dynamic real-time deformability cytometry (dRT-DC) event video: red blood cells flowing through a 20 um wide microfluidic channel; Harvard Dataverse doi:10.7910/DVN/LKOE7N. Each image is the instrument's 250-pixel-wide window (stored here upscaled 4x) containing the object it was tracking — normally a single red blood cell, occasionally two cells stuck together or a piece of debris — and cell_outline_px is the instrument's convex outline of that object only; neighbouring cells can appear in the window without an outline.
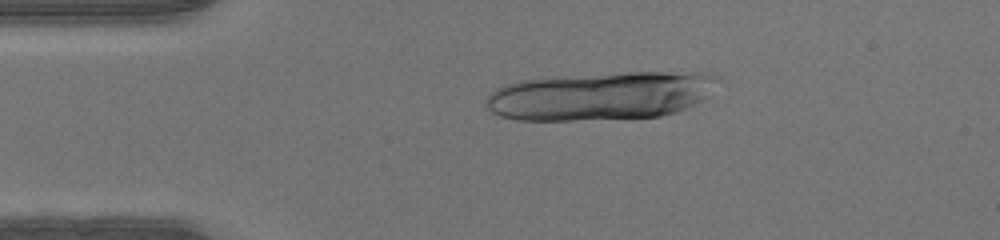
{"species": "human", "species_latin": "Homo sapiens", "temperature_condition": "warm", "stored_images_in_passage": 14, "camera_frame_rate_fps": 3000, "um_per_image_px": 0.085, "donor": {"sex": "male"}, "frame": {"image": 1, "passage_image": 8, "time_ms": 2.333, "image_size_px": [1000, 240], "cell_outline_px": [[720, 76], [708, 96], [704, 100], [676, 112], [660, 116], [572, 120], [516, 120], [500, 116], [492, 112], [488, 108], [484, 100], [496, 88], [504, 84], [520, 80], [628, 72], [704, 72]], "centroid_in_image_um": [51.08, 8.15], "position_along_channel_um": 33.9, "area_um2": 64.91}}